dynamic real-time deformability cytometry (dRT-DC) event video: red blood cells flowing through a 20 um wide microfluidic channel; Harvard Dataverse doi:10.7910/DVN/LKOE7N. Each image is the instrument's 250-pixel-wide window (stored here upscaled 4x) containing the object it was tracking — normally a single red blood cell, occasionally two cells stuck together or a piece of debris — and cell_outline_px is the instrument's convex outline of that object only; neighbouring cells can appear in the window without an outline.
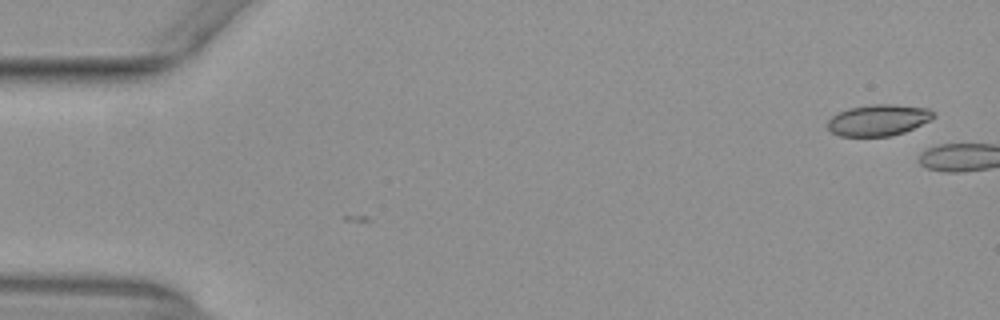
{"species": "common noctule bat (a hibernating species)", "species_latin": "Nyctalus noctula", "temperature_condition": "warm", "stored_images_in_passage": 6, "camera_frame_rate_fps": 3000, "um_per_image_px": 0.085, "animal": {"sex": "female", "body_mass_g": 29.2, "forearm_length_mm": 56.3}, "frame": {"image": 1, "passage_image": 6, "time_ms": 1.667, "image_size_px": [1000, 320], "cell_outline_px": [[936, 116], [932, 120], [904, 132], [892, 136], [840, 136], [832, 132], [828, 128], [828, 120], [832, 116], [848, 108], [872, 104], [896, 104], [928, 108]], "centroid_in_image_um": [74.69, 10.2], "position_along_channel_um": 10.3, "area_um2": 19.36}}